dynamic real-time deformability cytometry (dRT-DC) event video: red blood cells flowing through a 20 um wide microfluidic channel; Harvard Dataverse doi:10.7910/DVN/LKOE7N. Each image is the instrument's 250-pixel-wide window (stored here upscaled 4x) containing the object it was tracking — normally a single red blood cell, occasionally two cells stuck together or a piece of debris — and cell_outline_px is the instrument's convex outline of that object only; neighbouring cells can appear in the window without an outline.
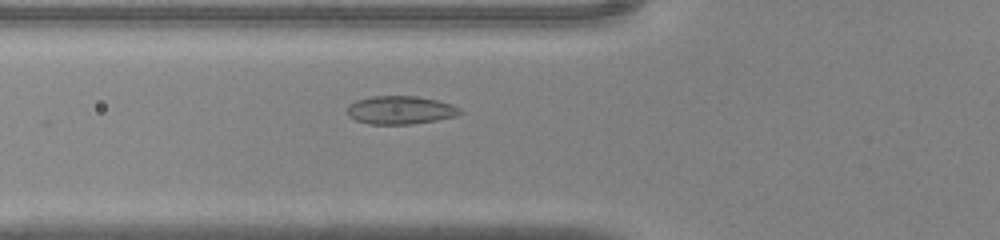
{"species": "common noctule bat (a hibernating species)", "species_latin": "Nyctalus noctula", "temperature_condition": "warm", "stored_images_in_passage": 33, "camera_frame_rate_fps": 3000, "um_per_image_px": 0.085, "animal": {"sex": "male", "body_mass_g": 20.0, "forearm_length_mm": 53.3}, "frame": {"image": 1, "passage_image": 5, "time_ms": 1.333, "image_size_px": [1000, 240], "cell_outline_px": [[464, 112], [456, 116], [436, 120], [412, 124], [368, 124], [356, 120], [348, 116], [348, 104], [356, 100], [372, 96], [416, 96], [436, 100], [452, 104], [460, 108]], "centroid_in_image_um": [34.03, 9.35], "position_along_channel_um": 91.8, "area_um2": 18.61}}
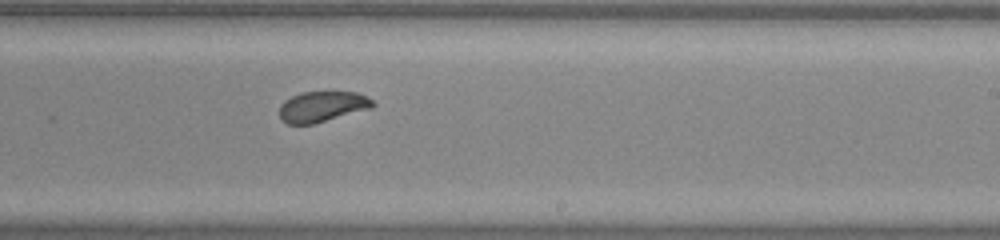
{"frame": {"image": 2, "passage_image": 16, "time_ms": 5.0, "image_size_px": [1000, 240], "cell_outline_px": [[376, 104], [372, 108], [312, 124], [288, 124], [280, 120], [280, 104], [284, 100], [300, 92], [356, 92], [372, 100]], "centroid_in_image_um": [27.36, 9.06], "position_along_channel_um": 261.6, "area_um2": 16.59}}
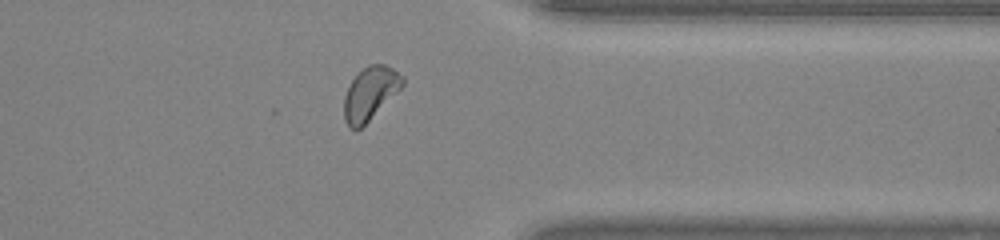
{"frame": {"image": 3, "passage_image": 24, "time_ms": 7.667, "image_size_px": [1000, 240], "cell_outline_px": [[404, 84], [356, 132], [348, 128], [344, 120], [344, 96], [352, 80], [368, 64], [384, 64], [392, 68], [404, 76]], "centroid_in_image_um": [31.43, 7.95], "position_along_channel_um": 380.0, "area_um2": 17.69}}